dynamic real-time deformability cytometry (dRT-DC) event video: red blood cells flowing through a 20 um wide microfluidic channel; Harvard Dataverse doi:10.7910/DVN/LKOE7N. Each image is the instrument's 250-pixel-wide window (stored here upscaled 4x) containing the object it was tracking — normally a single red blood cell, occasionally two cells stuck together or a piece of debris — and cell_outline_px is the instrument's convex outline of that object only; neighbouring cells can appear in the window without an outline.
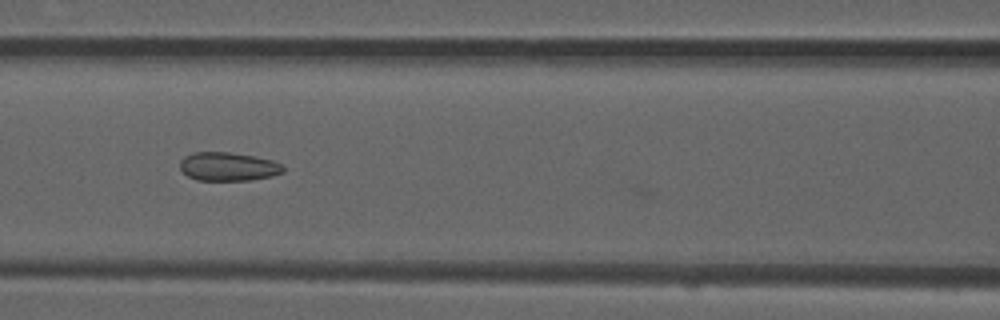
{"species": "common noctule bat (a hibernating species)", "species_latin": "Nyctalus noctula", "temperature_condition": "room temperature", "stored_images_in_passage": 12, "camera_frame_rate_fps": 3000, "um_per_image_px": 0.085, "animal": {"sex": "male", "forearm_length_mm": 52.5}, "frame": {"image": 1, "passage_image": 9, "time_ms": 2.667, "image_size_px": [1000, 320], "cell_outline_px": [[284, 172], [272, 176], [248, 180], [196, 180], [188, 176], [180, 168], [180, 160], [184, 156], [192, 152], [228, 152], [252, 156], [272, 160], [280, 164], [284, 168]], "centroid_in_image_um": [19.37, 14.16], "position_along_channel_um": 147.2, "area_um2": 17.11}}
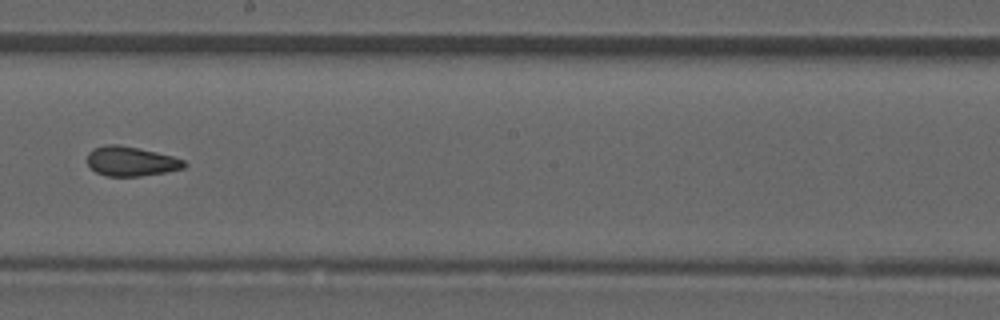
{"frame": {"image": 2, "passage_image": 11, "time_ms": 3.333, "image_size_px": [1000, 320], "cell_outline_px": [[188, 164], [184, 168], [164, 172], [140, 176], [108, 176], [96, 172], [88, 164], [88, 152], [92, 148], [104, 144], [116, 144], [156, 152], [172, 156], [184, 160]], "centroid_in_image_um": [11.12, 13.7], "position_along_channel_um": 237.1, "area_um2": 16.59}}
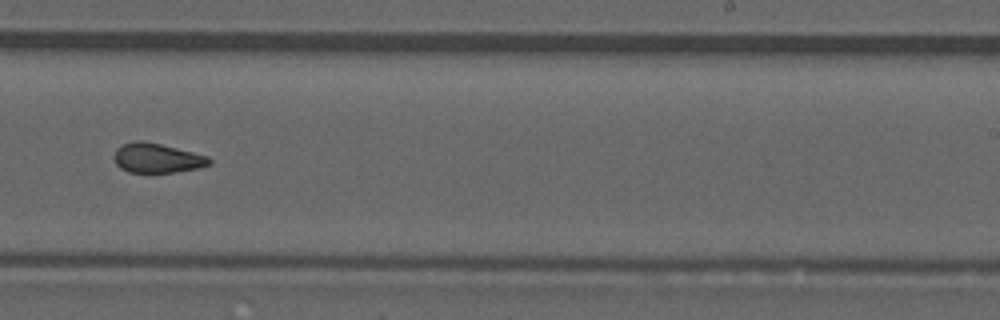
{"frame": {"image": 3, "passage_image": 12, "time_ms": 3.667, "image_size_px": [1000, 320], "cell_outline_px": [[212, 164], [200, 168], [172, 172], [128, 172], [120, 168], [116, 164], [112, 156], [116, 148], [120, 144], [136, 140], [144, 140], [208, 156], [212, 160]], "centroid_in_image_um": [13.31, 13.42], "position_along_channel_um": 275.7, "area_um2": 16.59}}